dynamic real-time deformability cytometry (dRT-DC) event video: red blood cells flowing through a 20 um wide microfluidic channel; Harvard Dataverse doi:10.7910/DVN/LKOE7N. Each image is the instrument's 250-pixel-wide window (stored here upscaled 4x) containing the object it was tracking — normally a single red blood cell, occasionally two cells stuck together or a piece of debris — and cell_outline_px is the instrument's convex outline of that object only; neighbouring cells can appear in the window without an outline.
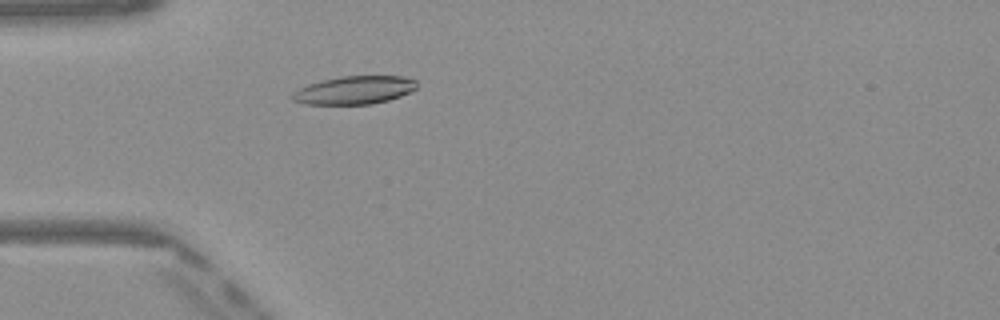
{"species": "Egyptian fruit bat (a non-hibernating species)", "species_latin": "Rousettus aegyptiacus", "temperature_condition": "warm", "stored_images_in_passage": 49, "camera_frame_rate_fps": 3000, "um_per_image_px": 0.085, "frame": {"image": 1, "passage_image": 14, "time_ms": 4.333, "image_size_px": [1000, 320], "cell_outline_px": [[416, 88], [400, 96], [388, 100], [372, 104], [304, 104], [292, 100], [292, 92], [308, 84], [320, 80], [340, 76], [400, 76], [416, 80]], "centroid_in_image_um": [30.08, 7.66], "position_along_channel_um": 54.9, "area_um2": 20.35}}
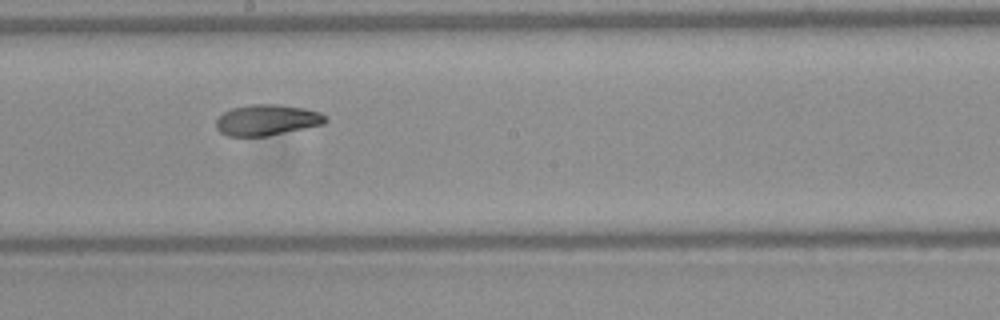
{"frame": {"image": 2, "passage_image": 27, "time_ms": 8.667, "image_size_px": [1000, 320], "cell_outline_px": [[328, 120], [324, 124], [264, 136], [228, 136], [220, 132], [216, 128], [216, 120], [224, 112], [232, 108], [252, 104], [280, 104], [304, 108], [320, 112], [328, 116]], "centroid_in_image_um": [22.71, 10.19], "position_along_channel_um": 225.5, "area_um2": 19.65}}
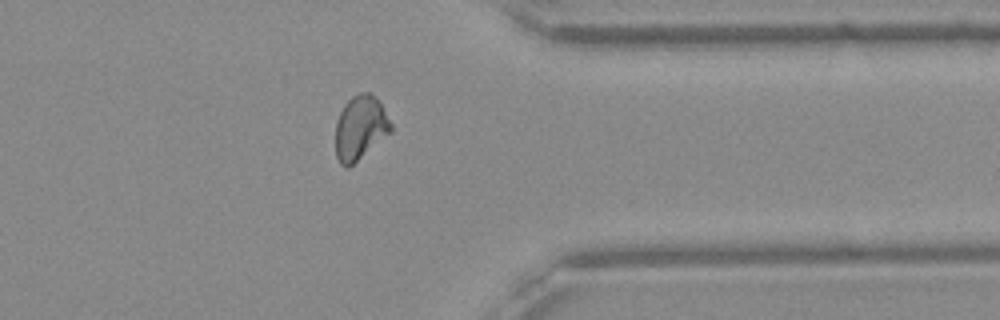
{"frame": {"image": 3, "passage_image": 39, "time_ms": 12.667, "image_size_px": [1000, 320], "cell_outline_px": [[392, 132], [348, 168], [344, 168], [340, 164], [336, 156], [336, 120], [344, 104], [352, 96], [360, 92], [368, 92], [376, 96], [392, 124]], "centroid_in_image_um": [30.62, 10.86], "position_along_channel_um": 380.8, "area_um2": 20.81}, "authors_computed_cell_mechanics": {"area_um2": 20.4612, "velocity_mm_per_s": 4.0907, "shape_relaxation_time_tau1_ms": 10.9525, "shape_relaxation_time_tau2_ms": 2.8471, "deformation_change_tau1": 0.256, "deformation_change_tau2": 0.0814}}